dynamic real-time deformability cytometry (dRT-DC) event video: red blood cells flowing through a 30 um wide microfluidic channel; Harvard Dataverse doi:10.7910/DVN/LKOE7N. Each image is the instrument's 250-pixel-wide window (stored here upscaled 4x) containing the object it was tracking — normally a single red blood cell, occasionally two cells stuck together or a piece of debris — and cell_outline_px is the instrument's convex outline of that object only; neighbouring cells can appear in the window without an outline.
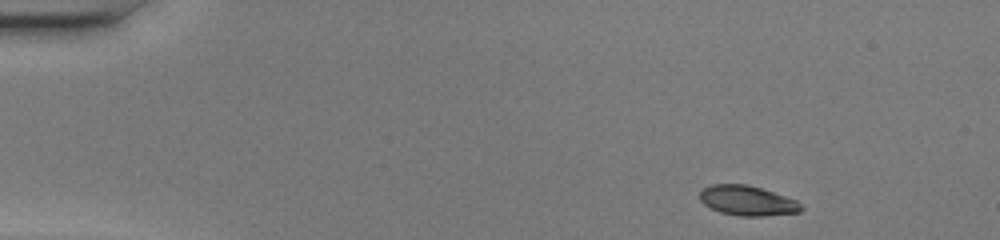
{"species": "common noctule bat (a hibernating species)", "species_latin": "Nyctalus noctula", "temperature_condition": "warm", "stored_images_in_passage": 45, "camera_frame_rate_fps": 3000, "um_per_image_px": 0.085, "animal": {"sex": "female", "body_mass_g": 20.0, "forearm_length_mm": 54.0}, "frame": {"image": 1, "passage_image": 1, "time_ms": 0.0, "image_size_px": [1000, 240], "cell_outline_px": [[804, 208], [800, 212], [764, 216], [740, 216], [720, 212], [704, 204], [700, 200], [700, 192], [704, 188], [712, 184], [748, 184], [796, 200]], "centroid_in_image_um": [63.53, 17.06], "position_along_channel_um": 21.5, "area_um2": 17.51}}
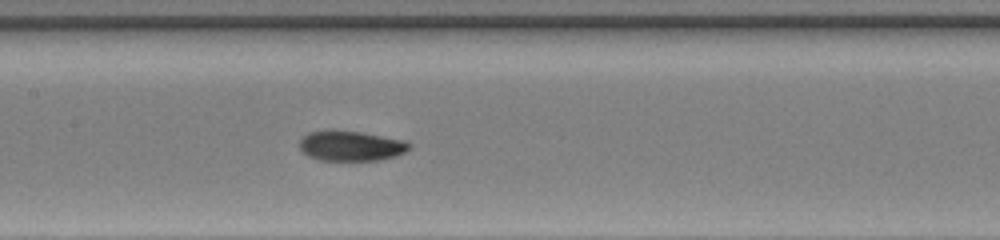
{"frame": {"image": 2, "passage_image": 20, "time_ms": 6.333, "image_size_px": [1000, 240], "cell_outline_px": [[412, 148], [396, 156], [380, 160], [320, 160], [308, 156], [300, 148], [300, 140], [308, 132], [360, 132], [404, 140], [412, 144]], "centroid_in_image_um": [29.89, 12.43], "position_along_channel_um": 177.5, "area_um2": 18.79}}
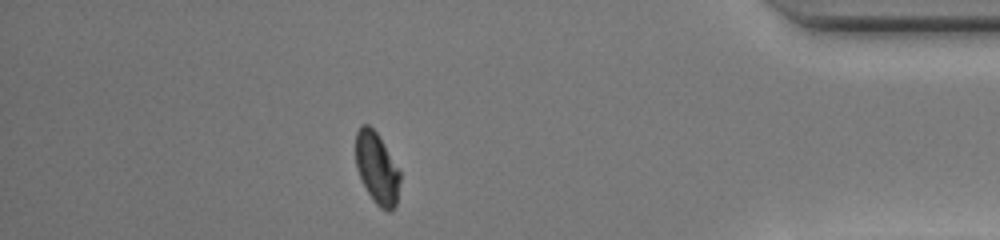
{"frame": {"image": 3, "passage_image": 39, "time_ms": 12.667, "image_size_px": [1000, 240], "cell_outline_px": [[400, 180], [396, 204], [388, 212], [380, 208], [372, 200], [356, 168], [356, 132], [360, 124], [368, 124], [376, 132], [400, 172]], "centroid_in_image_um": [32.02, 14.3], "position_along_channel_um": 403.2, "area_um2": 18.15}, "authors_computed_cell_mechanics": {"area_um2": 19.074, "velocity_mm_per_s": 4.1492, "shape_relaxation_time_tau1_ms": 5.0451, "shape_relaxation_time_tau2_ms": null, "deformation_change_tau1": 0.1722, "deformation_change_tau2": null}}